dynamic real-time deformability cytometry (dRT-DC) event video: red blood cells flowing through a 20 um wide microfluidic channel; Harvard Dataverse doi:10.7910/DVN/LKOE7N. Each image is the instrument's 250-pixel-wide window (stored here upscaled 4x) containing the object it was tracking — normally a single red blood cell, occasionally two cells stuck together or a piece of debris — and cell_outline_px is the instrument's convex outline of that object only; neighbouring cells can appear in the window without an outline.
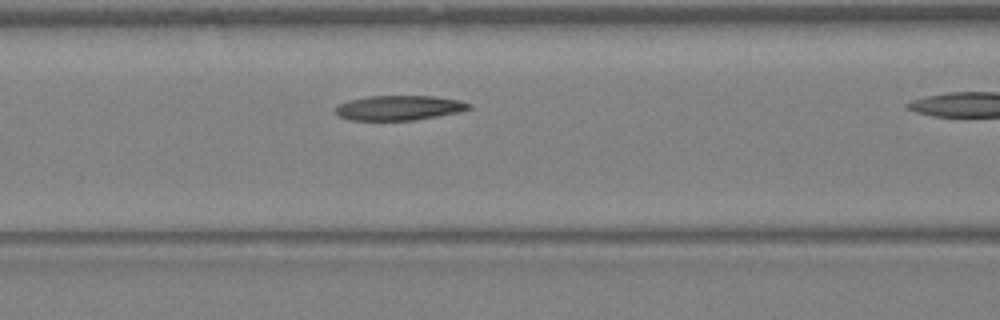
{"species": "Egyptian fruit bat (a non-hibernating species)", "species_latin": "Rousettus aegyptiacus", "temperature_condition": "warm", "stored_images_in_passage": 18, "camera_frame_rate_fps": 3000, "um_per_image_px": 0.085, "animal": {"sex": "female"}, "frame": {"image": 1, "passage_image": 8, "time_ms": 2.333, "image_size_px": [1000, 320], "cell_outline_px": [[472, 108], [460, 112], [416, 120], [352, 120], [340, 116], [332, 108], [336, 104], [348, 100], [368, 96], [432, 96], [460, 100], [472, 104]], "centroid_in_image_um": [33.91, 9.16], "position_along_channel_um": 132.7, "area_um2": 19.48}}
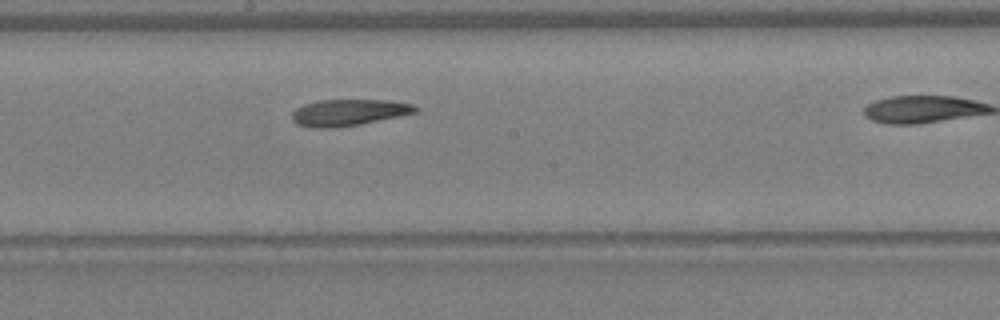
{"frame": {"image": 2, "passage_image": 13, "time_ms": 4.0, "image_size_px": [1000, 320], "cell_outline_px": [[420, 108], [416, 112], [360, 124], [336, 128], [312, 128], [296, 124], [292, 120], [292, 112], [296, 108], [304, 104], [316, 100], [388, 100], [412, 104]], "centroid_in_image_um": [29.59, 9.56], "position_along_channel_um": 218.6, "area_um2": 19.07}}